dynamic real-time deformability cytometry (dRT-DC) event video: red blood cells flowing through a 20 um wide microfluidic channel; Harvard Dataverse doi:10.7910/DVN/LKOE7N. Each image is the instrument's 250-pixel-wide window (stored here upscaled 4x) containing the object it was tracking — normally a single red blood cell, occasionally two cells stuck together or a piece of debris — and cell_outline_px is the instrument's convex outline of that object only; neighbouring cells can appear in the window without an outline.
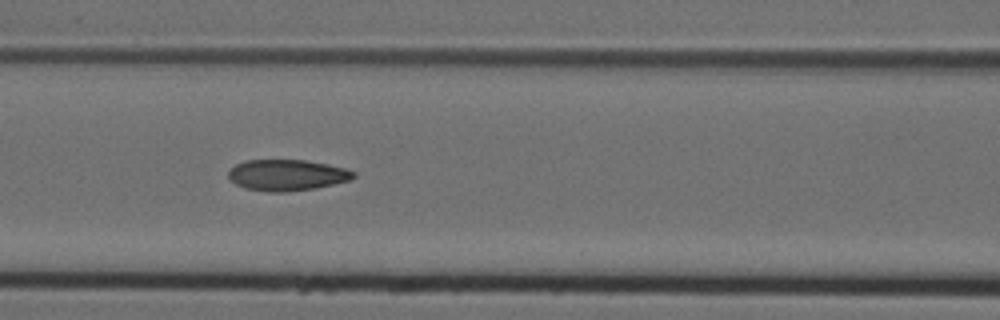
{"species": "Egyptian fruit bat (a non-hibernating species)", "species_latin": "Rousettus aegyptiacus", "temperature_condition": "cold", "stored_images_in_passage": 9, "segment_of_instrument_passage": [1, 2], "camera_frame_rate_fps": 3000, "um_per_image_px": 0.085, "animal": {"sex": "female"}, "frame": {"image": 1, "passage_image": 6, "time_ms": 1.667, "image_size_px": [1000, 320], "cell_outline_px": [[356, 176], [352, 180], [316, 188], [288, 192], [268, 192], [244, 188], [236, 184], [228, 176], [228, 172], [236, 164], [244, 160], [304, 160], [328, 164], [344, 168], [356, 172]], "centroid_in_image_um": [24.42, 14.89], "position_along_channel_um": 142.2, "area_um2": 22.83}}
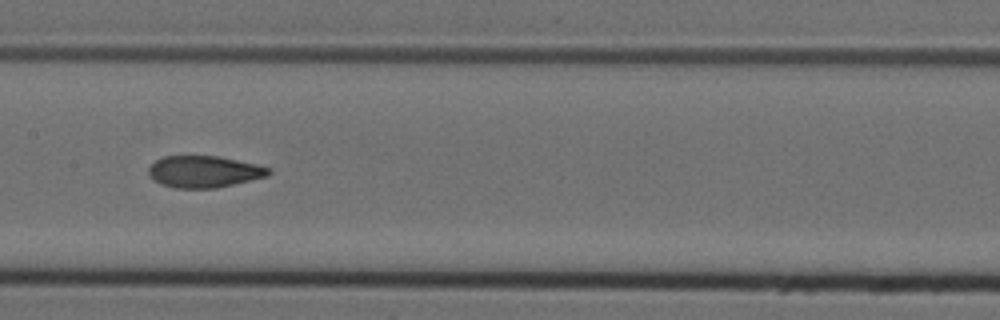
{"frame": {"image": 2, "passage_image": 7, "time_ms": 2.0, "image_size_px": [1000, 320], "cell_outline_px": [[272, 172], [268, 176], [216, 188], [172, 188], [160, 184], [148, 176], [148, 168], [156, 160], [164, 156], [216, 156], [256, 164], [272, 168]], "centroid_in_image_um": [17.33, 14.6], "position_along_channel_um": 190.1, "area_um2": 22.25}}
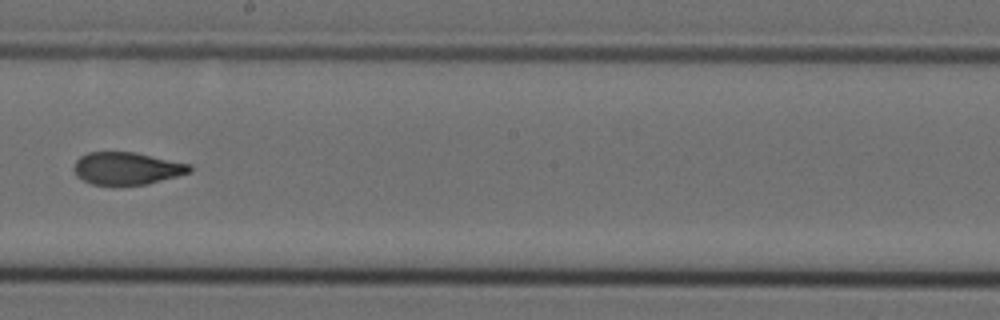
{"frame": {"image": 3, "passage_image": 8, "time_ms": 2.333, "image_size_px": [1000, 320], "cell_outline_px": [[192, 168], [188, 172], [176, 176], [148, 184], [92, 184], [76, 176], [72, 168], [76, 160], [80, 156], [88, 152], [136, 152], [192, 164]], "centroid_in_image_um": [10.76, 14.29], "position_along_channel_um": 237.4, "area_um2": 21.79}}